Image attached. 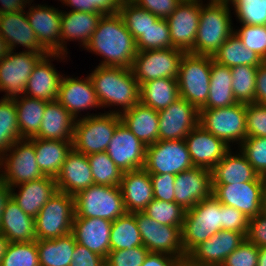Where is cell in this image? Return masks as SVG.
<instances>
[{"instance_id": "1", "label": "cell", "mask_w": 266, "mask_h": 266, "mask_svg": "<svg viewBox=\"0 0 266 266\" xmlns=\"http://www.w3.org/2000/svg\"><path fill=\"white\" fill-rule=\"evenodd\" d=\"M85 49L101 55L99 66L125 68L132 67L138 52L136 40L119 13L102 16Z\"/></svg>"}, {"instance_id": "2", "label": "cell", "mask_w": 266, "mask_h": 266, "mask_svg": "<svg viewBox=\"0 0 266 266\" xmlns=\"http://www.w3.org/2000/svg\"><path fill=\"white\" fill-rule=\"evenodd\" d=\"M89 77L102 108L122 107L110 113H123L139 102L140 86L131 68L98 65Z\"/></svg>"}, {"instance_id": "3", "label": "cell", "mask_w": 266, "mask_h": 266, "mask_svg": "<svg viewBox=\"0 0 266 266\" xmlns=\"http://www.w3.org/2000/svg\"><path fill=\"white\" fill-rule=\"evenodd\" d=\"M202 1L193 54L213 57L234 32L230 3L209 0V3L204 5Z\"/></svg>"}, {"instance_id": "4", "label": "cell", "mask_w": 266, "mask_h": 266, "mask_svg": "<svg viewBox=\"0 0 266 266\" xmlns=\"http://www.w3.org/2000/svg\"><path fill=\"white\" fill-rule=\"evenodd\" d=\"M222 230L221 203L211 195L186 210L181 229L182 245L187 255L199 243Z\"/></svg>"}, {"instance_id": "5", "label": "cell", "mask_w": 266, "mask_h": 266, "mask_svg": "<svg viewBox=\"0 0 266 266\" xmlns=\"http://www.w3.org/2000/svg\"><path fill=\"white\" fill-rule=\"evenodd\" d=\"M74 218L115 221L127 213L120 187L91 185L74 196Z\"/></svg>"}, {"instance_id": "6", "label": "cell", "mask_w": 266, "mask_h": 266, "mask_svg": "<svg viewBox=\"0 0 266 266\" xmlns=\"http://www.w3.org/2000/svg\"><path fill=\"white\" fill-rule=\"evenodd\" d=\"M121 123L117 113L87 114L75 120L72 147L85 155L104 152L116 127Z\"/></svg>"}, {"instance_id": "7", "label": "cell", "mask_w": 266, "mask_h": 266, "mask_svg": "<svg viewBox=\"0 0 266 266\" xmlns=\"http://www.w3.org/2000/svg\"><path fill=\"white\" fill-rule=\"evenodd\" d=\"M211 74V56L184 53L178 71L181 98L200 110L208 100Z\"/></svg>"}, {"instance_id": "8", "label": "cell", "mask_w": 266, "mask_h": 266, "mask_svg": "<svg viewBox=\"0 0 266 266\" xmlns=\"http://www.w3.org/2000/svg\"><path fill=\"white\" fill-rule=\"evenodd\" d=\"M199 125L229 147L230 143L241 144L246 138V104L236 103L224 108H201Z\"/></svg>"}, {"instance_id": "9", "label": "cell", "mask_w": 266, "mask_h": 266, "mask_svg": "<svg viewBox=\"0 0 266 266\" xmlns=\"http://www.w3.org/2000/svg\"><path fill=\"white\" fill-rule=\"evenodd\" d=\"M0 172V179L10 188L45 176L36 162L34 137L17 140L0 157Z\"/></svg>"}, {"instance_id": "10", "label": "cell", "mask_w": 266, "mask_h": 266, "mask_svg": "<svg viewBox=\"0 0 266 266\" xmlns=\"http://www.w3.org/2000/svg\"><path fill=\"white\" fill-rule=\"evenodd\" d=\"M74 215V196L56 191L35 217L36 239H56L72 233Z\"/></svg>"}, {"instance_id": "11", "label": "cell", "mask_w": 266, "mask_h": 266, "mask_svg": "<svg viewBox=\"0 0 266 266\" xmlns=\"http://www.w3.org/2000/svg\"><path fill=\"white\" fill-rule=\"evenodd\" d=\"M192 167L185 140H158L147 146L144 169L149 174L177 175Z\"/></svg>"}, {"instance_id": "12", "label": "cell", "mask_w": 266, "mask_h": 266, "mask_svg": "<svg viewBox=\"0 0 266 266\" xmlns=\"http://www.w3.org/2000/svg\"><path fill=\"white\" fill-rule=\"evenodd\" d=\"M184 52L175 48L138 51L131 70L141 86L159 78H178L179 64Z\"/></svg>"}, {"instance_id": "13", "label": "cell", "mask_w": 266, "mask_h": 266, "mask_svg": "<svg viewBox=\"0 0 266 266\" xmlns=\"http://www.w3.org/2000/svg\"><path fill=\"white\" fill-rule=\"evenodd\" d=\"M135 219L142 243L150 253H164L181 259L186 258L182 245V228L159 224L143 212H135Z\"/></svg>"}, {"instance_id": "14", "label": "cell", "mask_w": 266, "mask_h": 266, "mask_svg": "<svg viewBox=\"0 0 266 266\" xmlns=\"http://www.w3.org/2000/svg\"><path fill=\"white\" fill-rule=\"evenodd\" d=\"M48 54L11 51L0 60V91L4 98L23 95L28 79L37 63Z\"/></svg>"}, {"instance_id": "15", "label": "cell", "mask_w": 266, "mask_h": 266, "mask_svg": "<svg viewBox=\"0 0 266 266\" xmlns=\"http://www.w3.org/2000/svg\"><path fill=\"white\" fill-rule=\"evenodd\" d=\"M265 177L254 181L229 185H212V195L222 204L241 211L248 219L261 213L262 191Z\"/></svg>"}, {"instance_id": "16", "label": "cell", "mask_w": 266, "mask_h": 266, "mask_svg": "<svg viewBox=\"0 0 266 266\" xmlns=\"http://www.w3.org/2000/svg\"><path fill=\"white\" fill-rule=\"evenodd\" d=\"M201 0H183L166 19L172 46L184 53H194L200 20Z\"/></svg>"}, {"instance_id": "17", "label": "cell", "mask_w": 266, "mask_h": 266, "mask_svg": "<svg viewBox=\"0 0 266 266\" xmlns=\"http://www.w3.org/2000/svg\"><path fill=\"white\" fill-rule=\"evenodd\" d=\"M158 114V140H185L199 124V110L181 97Z\"/></svg>"}, {"instance_id": "18", "label": "cell", "mask_w": 266, "mask_h": 266, "mask_svg": "<svg viewBox=\"0 0 266 266\" xmlns=\"http://www.w3.org/2000/svg\"><path fill=\"white\" fill-rule=\"evenodd\" d=\"M146 149L147 146L121 122L106 152L116 166L125 172L144 168Z\"/></svg>"}, {"instance_id": "19", "label": "cell", "mask_w": 266, "mask_h": 266, "mask_svg": "<svg viewBox=\"0 0 266 266\" xmlns=\"http://www.w3.org/2000/svg\"><path fill=\"white\" fill-rule=\"evenodd\" d=\"M212 190V170L192 167L175 177V203L184 210H189L198 202L209 198Z\"/></svg>"}, {"instance_id": "20", "label": "cell", "mask_w": 266, "mask_h": 266, "mask_svg": "<svg viewBox=\"0 0 266 266\" xmlns=\"http://www.w3.org/2000/svg\"><path fill=\"white\" fill-rule=\"evenodd\" d=\"M245 239L246 237L237 231L220 230L195 246L186 257L202 266H221L227 256Z\"/></svg>"}, {"instance_id": "21", "label": "cell", "mask_w": 266, "mask_h": 266, "mask_svg": "<svg viewBox=\"0 0 266 266\" xmlns=\"http://www.w3.org/2000/svg\"><path fill=\"white\" fill-rule=\"evenodd\" d=\"M28 10L27 19L40 45L49 54H61V10L41 4Z\"/></svg>"}, {"instance_id": "22", "label": "cell", "mask_w": 266, "mask_h": 266, "mask_svg": "<svg viewBox=\"0 0 266 266\" xmlns=\"http://www.w3.org/2000/svg\"><path fill=\"white\" fill-rule=\"evenodd\" d=\"M185 142L194 167L212 170L231 149L222 139L197 125L186 137Z\"/></svg>"}, {"instance_id": "23", "label": "cell", "mask_w": 266, "mask_h": 266, "mask_svg": "<svg viewBox=\"0 0 266 266\" xmlns=\"http://www.w3.org/2000/svg\"><path fill=\"white\" fill-rule=\"evenodd\" d=\"M57 101L75 119L83 110L101 107L89 76L84 79L62 77Z\"/></svg>"}, {"instance_id": "24", "label": "cell", "mask_w": 266, "mask_h": 266, "mask_svg": "<svg viewBox=\"0 0 266 266\" xmlns=\"http://www.w3.org/2000/svg\"><path fill=\"white\" fill-rule=\"evenodd\" d=\"M64 54H48L44 56L34 67L26 84L24 95L41 99L43 101H55L59 94V87L63 75H60L51 64L53 59H65Z\"/></svg>"}, {"instance_id": "25", "label": "cell", "mask_w": 266, "mask_h": 266, "mask_svg": "<svg viewBox=\"0 0 266 266\" xmlns=\"http://www.w3.org/2000/svg\"><path fill=\"white\" fill-rule=\"evenodd\" d=\"M55 179L58 191L72 196L94 185L87 155L72 148Z\"/></svg>"}, {"instance_id": "26", "label": "cell", "mask_w": 266, "mask_h": 266, "mask_svg": "<svg viewBox=\"0 0 266 266\" xmlns=\"http://www.w3.org/2000/svg\"><path fill=\"white\" fill-rule=\"evenodd\" d=\"M112 221L103 218H73L72 234L76 243L106 259L110 252Z\"/></svg>"}, {"instance_id": "27", "label": "cell", "mask_w": 266, "mask_h": 266, "mask_svg": "<svg viewBox=\"0 0 266 266\" xmlns=\"http://www.w3.org/2000/svg\"><path fill=\"white\" fill-rule=\"evenodd\" d=\"M0 35L9 44L11 51L20 44L19 46L25 47L28 52L49 54L40 45L25 11L0 15Z\"/></svg>"}, {"instance_id": "28", "label": "cell", "mask_w": 266, "mask_h": 266, "mask_svg": "<svg viewBox=\"0 0 266 266\" xmlns=\"http://www.w3.org/2000/svg\"><path fill=\"white\" fill-rule=\"evenodd\" d=\"M19 187V192L15 193ZM10 188V196L27 215L35 218L46 202L58 191L56 179L44 176L38 180L26 182Z\"/></svg>"}, {"instance_id": "29", "label": "cell", "mask_w": 266, "mask_h": 266, "mask_svg": "<svg viewBox=\"0 0 266 266\" xmlns=\"http://www.w3.org/2000/svg\"><path fill=\"white\" fill-rule=\"evenodd\" d=\"M119 187L127 213L142 212L154 199L151 177L144 168L123 172Z\"/></svg>"}, {"instance_id": "30", "label": "cell", "mask_w": 266, "mask_h": 266, "mask_svg": "<svg viewBox=\"0 0 266 266\" xmlns=\"http://www.w3.org/2000/svg\"><path fill=\"white\" fill-rule=\"evenodd\" d=\"M102 16L103 14L91 12L61 11V54L68 53L65 45L67 41L79 40L85 48Z\"/></svg>"}, {"instance_id": "31", "label": "cell", "mask_w": 266, "mask_h": 266, "mask_svg": "<svg viewBox=\"0 0 266 266\" xmlns=\"http://www.w3.org/2000/svg\"><path fill=\"white\" fill-rule=\"evenodd\" d=\"M121 122L146 146L158 141V111L140 101L131 109L120 113Z\"/></svg>"}, {"instance_id": "32", "label": "cell", "mask_w": 266, "mask_h": 266, "mask_svg": "<svg viewBox=\"0 0 266 266\" xmlns=\"http://www.w3.org/2000/svg\"><path fill=\"white\" fill-rule=\"evenodd\" d=\"M75 118L57 101L46 103L39 133L34 138L73 141Z\"/></svg>"}, {"instance_id": "33", "label": "cell", "mask_w": 266, "mask_h": 266, "mask_svg": "<svg viewBox=\"0 0 266 266\" xmlns=\"http://www.w3.org/2000/svg\"><path fill=\"white\" fill-rule=\"evenodd\" d=\"M0 232L10 242L35 241V218L25 214L10 196L1 215Z\"/></svg>"}, {"instance_id": "34", "label": "cell", "mask_w": 266, "mask_h": 266, "mask_svg": "<svg viewBox=\"0 0 266 266\" xmlns=\"http://www.w3.org/2000/svg\"><path fill=\"white\" fill-rule=\"evenodd\" d=\"M231 149L212 169V185H229L254 181L259 174L241 153L233 154Z\"/></svg>"}, {"instance_id": "35", "label": "cell", "mask_w": 266, "mask_h": 266, "mask_svg": "<svg viewBox=\"0 0 266 266\" xmlns=\"http://www.w3.org/2000/svg\"><path fill=\"white\" fill-rule=\"evenodd\" d=\"M72 148L71 141L34 138L36 162L45 176L58 175Z\"/></svg>"}, {"instance_id": "36", "label": "cell", "mask_w": 266, "mask_h": 266, "mask_svg": "<svg viewBox=\"0 0 266 266\" xmlns=\"http://www.w3.org/2000/svg\"><path fill=\"white\" fill-rule=\"evenodd\" d=\"M238 103L232 91L231 68L221 65L211 56L208 100L202 108H224Z\"/></svg>"}, {"instance_id": "37", "label": "cell", "mask_w": 266, "mask_h": 266, "mask_svg": "<svg viewBox=\"0 0 266 266\" xmlns=\"http://www.w3.org/2000/svg\"><path fill=\"white\" fill-rule=\"evenodd\" d=\"M76 240L72 233L56 239H36L40 266H70Z\"/></svg>"}, {"instance_id": "38", "label": "cell", "mask_w": 266, "mask_h": 266, "mask_svg": "<svg viewBox=\"0 0 266 266\" xmlns=\"http://www.w3.org/2000/svg\"><path fill=\"white\" fill-rule=\"evenodd\" d=\"M179 95L178 80L159 78L144 82L140 86L139 101L156 111L167 108Z\"/></svg>"}, {"instance_id": "39", "label": "cell", "mask_w": 266, "mask_h": 266, "mask_svg": "<svg viewBox=\"0 0 266 266\" xmlns=\"http://www.w3.org/2000/svg\"><path fill=\"white\" fill-rule=\"evenodd\" d=\"M22 139H30L39 133L47 101L20 95L13 98Z\"/></svg>"}, {"instance_id": "40", "label": "cell", "mask_w": 266, "mask_h": 266, "mask_svg": "<svg viewBox=\"0 0 266 266\" xmlns=\"http://www.w3.org/2000/svg\"><path fill=\"white\" fill-rule=\"evenodd\" d=\"M213 60L227 66H259L264 60L252 50L244 46L242 41L233 32L214 54Z\"/></svg>"}, {"instance_id": "41", "label": "cell", "mask_w": 266, "mask_h": 266, "mask_svg": "<svg viewBox=\"0 0 266 266\" xmlns=\"http://www.w3.org/2000/svg\"><path fill=\"white\" fill-rule=\"evenodd\" d=\"M143 245L134 213H126L112 222L110 251L132 249Z\"/></svg>"}, {"instance_id": "42", "label": "cell", "mask_w": 266, "mask_h": 266, "mask_svg": "<svg viewBox=\"0 0 266 266\" xmlns=\"http://www.w3.org/2000/svg\"><path fill=\"white\" fill-rule=\"evenodd\" d=\"M21 139L15 101L3 97L0 99V157Z\"/></svg>"}, {"instance_id": "43", "label": "cell", "mask_w": 266, "mask_h": 266, "mask_svg": "<svg viewBox=\"0 0 266 266\" xmlns=\"http://www.w3.org/2000/svg\"><path fill=\"white\" fill-rule=\"evenodd\" d=\"M258 66H235L231 68L232 91L238 103H255L256 75Z\"/></svg>"}, {"instance_id": "44", "label": "cell", "mask_w": 266, "mask_h": 266, "mask_svg": "<svg viewBox=\"0 0 266 266\" xmlns=\"http://www.w3.org/2000/svg\"><path fill=\"white\" fill-rule=\"evenodd\" d=\"M94 184L120 186L123 172L116 166L106 151L87 155Z\"/></svg>"}, {"instance_id": "45", "label": "cell", "mask_w": 266, "mask_h": 266, "mask_svg": "<svg viewBox=\"0 0 266 266\" xmlns=\"http://www.w3.org/2000/svg\"><path fill=\"white\" fill-rule=\"evenodd\" d=\"M119 14L135 40L144 35L147 28L158 19L157 16L138 7L131 0H123Z\"/></svg>"}, {"instance_id": "46", "label": "cell", "mask_w": 266, "mask_h": 266, "mask_svg": "<svg viewBox=\"0 0 266 266\" xmlns=\"http://www.w3.org/2000/svg\"><path fill=\"white\" fill-rule=\"evenodd\" d=\"M142 212L159 224L182 228L186 210L175 202L153 199Z\"/></svg>"}, {"instance_id": "47", "label": "cell", "mask_w": 266, "mask_h": 266, "mask_svg": "<svg viewBox=\"0 0 266 266\" xmlns=\"http://www.w3.org/2000/svg\"><path fill=\"white\" fill-rule=\"evenodd\" d=\"M138 51L172 48L170 30L166 19L158 18L151 24L144 35L136 40Z\"/></svg>"}, {"instance_id": "48", "label": "cell", "mask_w": 266, "mask_h": 266, "mask_svg": "<svg viewBox=\"0 0 266 266\" xmlns=\"http://www.w3.org/2000/svg\"><path fill=\"white\" fill-rule=\"evenodd\" d=\"M0 266H40L36 240L10 242Z\"/></svg>"}, {"instance_id": "49", "label": "cell", "mask_w": 266, "mask_h": 266, "mask_svg": "<svg viewBox=\"0 0 266 266\" xmlns=\"http://www.w3.org/2000/svg\"><path fill=\"white\" fill-rule=\"evenodd\" d=\"M236 18L246 25H266V4L264 0H230Z\"/></svg>"}, {"instance_id": "50", "label": "cell", "mask_w": 266, "mask_h": 266, "mask_svg": "<svg viewBox=\"0 0 266 266\" xmlns=\"http://www.w3.org/2000/svg\"><path fill=\"white\" fill-rule=\"evenodd\" d=\"M239 147L254 170L266 177V137H247Z\"/></svg>"}, {"instance_id": "51", "label": "cell", "mask_w": 266, "mask_h": 266, "mask_svg": "<svg viewBox=\"0 0 266 266\" xmlns=\"http://www.w3.org/2000/svg\"><path fill=\"white\" fill-rule=\"evenodd\" d=\"M240 29L234 30L236 36L249 50L255 51L266 61V25H246L241 23Z\"/></svg>"}, {"instance_id": "52", "label": "cell", "mask_w": 266, "mask_h": 266, "mask_svg": "<svg viewBox=\"0 0 266 266\" xmlns=\"http://www.w3.org/2000/svg\"><path fill=\"white\" fill-rule=\"evenodd\" d=\"M150 251L144 246L110 251L105 259L106 266H141Z\"/></svg>"}, {"instance_id": "53", "label": "cell", "mask_w": 266, "mask_h": 266, "mask_svg": "<svg viewBox=\"0 0 266 266\" xmlns=\"http://www.w3.org/2000/svg\"><path fill=\"white\" fill-rule=\"evenodd\" d=\"M247 137H266V105L246 104Z\"/></svg>"}, {"instance_id": "54", "label": "cell", "mask_w": 266, "mask_h": 266, "mask_svg": "<svg viewBox=\"0 0 266 266\" xmlns=\"http://www.w3.org/2000/svg\"><path fill=\"white\" fill-rule=\"evenodd\" d=\"M258 255L259 248L245 239L221 266H257Z\"/></svg>"}, {"instance_id": "55", "label": "cell", "mask_w": 266, "mask_h": 266, "mask_svg": "<svg viewBox=\"0 0 266 266\" xmlns=\"http://www.w3.org/2000/svg\"><path fill=\"white\" fill-rule=\"evenodd\" d=\"M222 230L237 231L245 237L248 231V218L238 209L222 205Z\"/></svg>"}, {"instance_id": "56", "label": "cell", "mask_w": 266, "mask_h": 266, "mask_svg": "<svg viewBox=\"0 0 266 266\" xmlns=\"http://www.w3.org/2000/svg\"><path fill=\"white\" fill-rule=\"evenodd\" d=\"M152 185H153V195L154 199L175 202L174 196V184L175 177L174 174H150Z\"/></svg>"}, {"instance_id": "57", "label": "cell", "mask_w": 266, "mask_h": 266, "mask_svg": "<svg viewBox=\"0 0 266 266\" xmlns=\"http://www.w3.org/2000/svg\"><path fill=\"white\" fill-rule=\"evenodd\" d=\"M160 19H167L183 0H131Z\"/></svg>"}, {"instance_id": "58", "label": "cell", "mask_w": 266, "mask_h": 266, "mask_svg": "<svg viewBox=\"0 0 266 266\" xmlns=\"http://www.w3.org/2000/svg\"><path fill=\"white\" fill-rule=\"evenodd\" d=\"M246 240L258 248L266 247V215L259 213L248 220Z\"/></svg>"}, {"instance_id": "59", "label": "cell", "mask_w": 266, "mask_h": 266, "mask_svg": "<svg viewBox=\"0 0 266 266\" xmlns=\"http://www.w3.org/2000/svg\"><path fill=\"white\" fill-rule=\"evenodd\" d=\"M70 266H106L105 258L76 243Z\"/></svg>"}, {"instance_id": "60", "label": "cell", "mask_w": 266, "mask_h": 266, "mask_svg": "<svg viewBox=\"0 0 266 266\" xmlns=\"http://www.w3.org/2000/svg\"><path fill=\"white\" fill-rule=\"evenodd\" d=\"M255 103L266 105V61L259 65L257 69Z\"/></svg>"}, {"instance_id": "61", "label": "cell", "mask_w": 266, "mask_h": 266, "mask_svg": "<svg viewBox=\"0 0 266 266\" xmlns=\"http://www.w3.org/2000/svg\"><path fill=\"white\" fill-rule=\"evenodd\" d=\"M123 0H90V6L99 14L111 15L120 12Z\"/></svg>"}, {"instance_id": "62", "label": "cell", "mask_w": 266, "mask_h": 266, "mask_svg": "<svg viewBox=\"0 0 266 266\" xmlns=\"http://www.w3.org/2000/svg\"><path fill=\"white\" fill-rule=\"evenodd\" d=\"M180 259L164 253H149L141 266H176Z\"/></svg>"}, {"instance_id": "63", "label": "cell", "mask_w": 266, "mask_h": 266, "mask_svg": "<svg viewBox=\"0 0 266 266\" xmlns=\"http://www.w3.org/2000/svg\"><path fill=\"white\" fill-rule=\"evenodd\" d=\"M32 2L33 0H0V3H2V7H0V15L25 11V5L27 6L28 3V6H31Z\"/></svg>"}, {"instance_id": "64", "label": "cell", "mask_w": 266, "mask_h": 266, "mask_svg": "<svg viewBox=\"0 0 266 266\" xmlns=\"http://www.w3.org/2000/svg\"><path fill=\"white\" fill-rule=\"evenodd\" d=\"M72 8L70 11L97 13L91 6L90 0H60Z\"/></svg>"}, {"instance_id": "65", "label": "cell", "mask_w": 266, "mask_h": 266, "mask_svg": "<svg viewBox=\"0 0 266 266\" xmlns=\"http://www.w3.org/2000/svg\"><path fill=\"white\" fill-rule=\"evenodd\" d=\"M10 187L0 179V220L6 201L10 197Z\"/></svg>"}, {"instance_id": "66", "label": "cell", "mask_w": 266, "mask_h": 266, "mask_svg": "<svg viewBox=\"0 0 266 266\" xmlns=\"http://www.w3.org/2000/svg\"><path fill=\"white\" fill-rule=\"evenodd\" d=\"M9 243H10V241L8 240V238L0 232V265H1V261L5 255V253L7 251Z\"/></svg>"}, {"instance_id": "67", "label": "cell", "mask_w": 266, "mask_h": 266, "mask_svg": "<svg viewBox=\"0 0 266 266\" xmlns=\"http://www.w3.org/2000/svg\"><path fill=\"white\" fill-rule=\"evenodd\" d=\"M11 52L9 44L6 40L0 35V60L7 56Z\"/></svg>"}, {"instance_id": "68", "label": "cell", "mask_w": 266, "mask_h": 266, "mask_svg": "<svg viewBox=\"0 0 266 266\" xmlns=\"http://www.w3.org/2000/svg\"><path fill=\"white\" fill-rule=\"evenodd\" d=\"M257 266H266V247L259 248Z\"/></svg>"}, {"instance_id": "69", "label": "cell", "mask_w": 266, "mask_h": 266, "mask_svg": "<svg viewBox=\"0 0 266 266\" xmlns=\"http://www.w3.org/2000/svg\"><path fill=\"white\" fill-rule=\"evenodd\" d=\"M261 213L266 215V177H265V183H264L263 191H262Z\"/></svg>"}, {"instance_id": "70", "label": "cell", "mask_w": 266, "mask_h": 266, "mask_svg": "<svg viewBox=\"0 0 266 266\" xmlns=\"http://www.w3.org/2000/svg\"><path fill=\"white\" fill-rule=\"evenodd\" d=\"M176 266H202L199 264H195L193 262H191L187 257L184 259H180L178 264Z\"/></svg>"}, {"instance_id": "71", "label": "cell", "mask_w": 266, "mask_h": 266, "mask_svg": "<svg viewBox=\"0 0 266 266\" xmlns=\"http://www.w3.org/2000/svg\"><path fill=\"white\" fill-rule=\"evenodd\" d=\"M213 1L230 2V0H213Z\"/></svg>"}]
</instances>
